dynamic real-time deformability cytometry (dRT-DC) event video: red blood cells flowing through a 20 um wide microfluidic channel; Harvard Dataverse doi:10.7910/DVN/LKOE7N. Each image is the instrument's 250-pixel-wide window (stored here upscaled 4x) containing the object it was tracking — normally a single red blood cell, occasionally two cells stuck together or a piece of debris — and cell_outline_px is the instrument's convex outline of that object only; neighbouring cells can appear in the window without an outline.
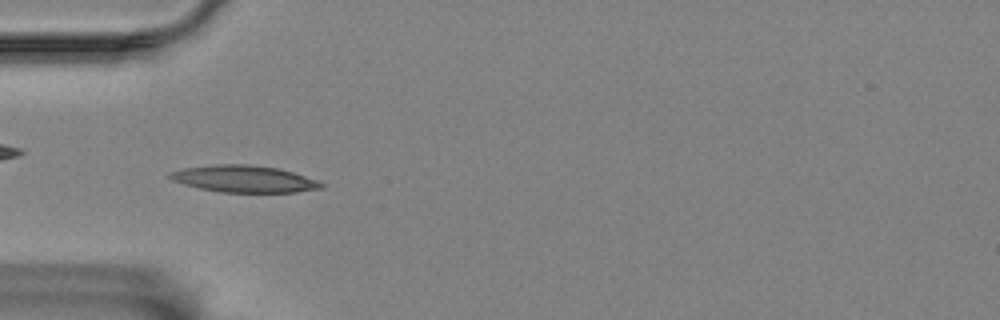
{"species": "Egyptian fruit bat (a non-hibernating species)", "species_latin": "Rousettus aegyptiacus", "temperature_condition": "room temperature", "stored_images_in_passage": 57, "camera_frame_rate_fps": 3000, "um_per_image_px": 0.085, "animal": {"sex": "female"}, "frame": {"image": 1, "passage_image": 18, "time_ms": 5.667, "image_size_px": [1000, 320], "cell_outline_px": [[324, 188], [296, 192], [220, 192], [200, 188], [184, 184], [172, 180], [168, 176], [172, 172], [184, 168], [216, 164], [248, 164], [280, 168], [316, 180], [324, 184]], "centroid_in_image_um": [20.77, 15.2], "position_along_channel_um": 64.2, "area_um2": 23.52}}
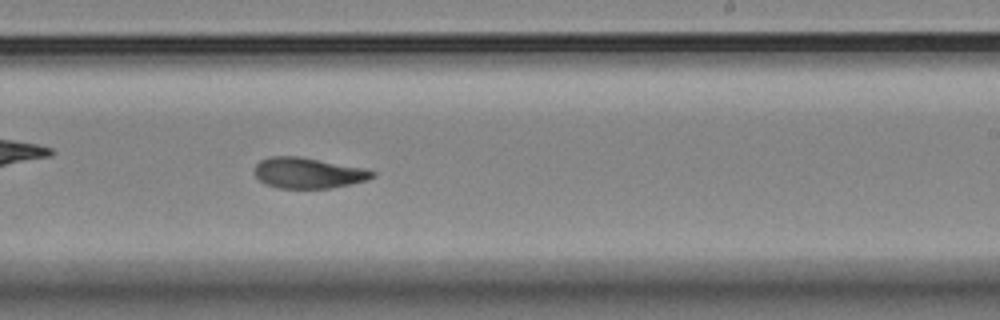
{"frame": {"image": 2, "passage_image": 35, "time_ms": 11.333, "image_size_px": [1000, 320], "cell_outline_px": [[376, 176], [368, 180], [332, 188], [276, 188], [264, 184], [256, 176], [256, 164], [260, 160], [272, 156], [300, 156], [364, 168], [376, 172]], "centroid_in_image_um": [26.22, 14.7], "position_along_channel_um": 262.8, "area_um2": 21.15}}
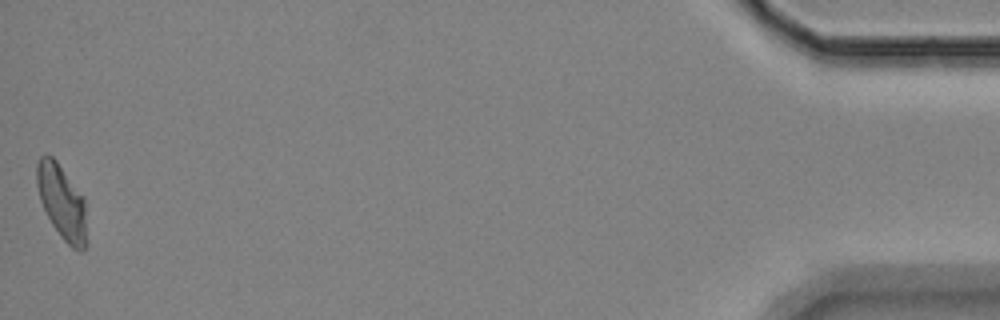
{"frame": {"image": 3, "passage_image": 57, "time_ms": 18.667, "image_size_px": [1000, 320], "cell_outline_px": [[88, 244], [84, 252], [80, 252], [72, 248], [60, 236], [52, 224], [40, 200], [36, 184], [36, 164], [40, 156], [52, 156], [56, 160], [84, 200]], "centroid_in_image_um": [5.27, 17.24], "position_along_channel_um": 429.9, "area_um2": 21.56}, "authors_computed_cell_mechanics": {"area_um2": 21.5594, "velocity_mm_per_s": 3.5086, "shape_relaxation_time_tau1_ms": 7.3091, "shape_relaxation_time_tau2_ms": 2.7633, "deformation_change_tau1": 0.2251, "deformation_change_tau2": 0.101}}